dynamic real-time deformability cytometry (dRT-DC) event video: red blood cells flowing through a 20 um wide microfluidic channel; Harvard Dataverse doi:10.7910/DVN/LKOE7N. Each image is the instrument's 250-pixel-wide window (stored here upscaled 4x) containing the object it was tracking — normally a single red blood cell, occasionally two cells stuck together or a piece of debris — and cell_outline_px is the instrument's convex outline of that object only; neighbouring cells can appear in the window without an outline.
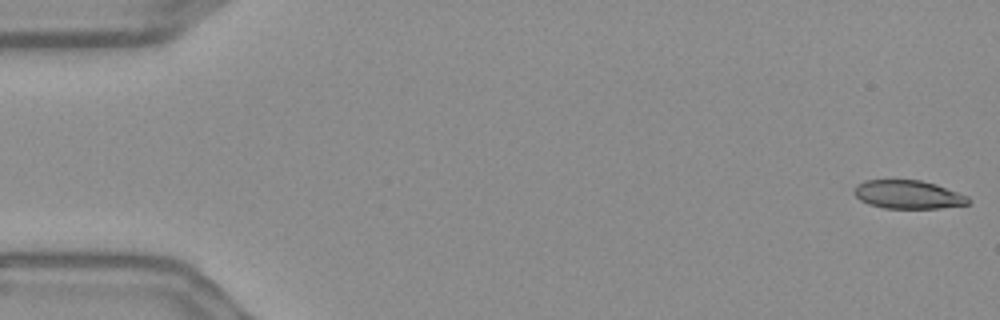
{"species": "Egyptian fruit bat (a non-hibernating species)", "species_latin": "Rousettus aegyptiacus", "temperature_condition": "warm", "stored_images_in_passage": 56, "camera_frame_rate_fps": 3000, "um_per_image_px": 0.085, "frame": {"image": 1, "passage_image": 1, "time_ms": 0.0, "image_size_px": [1000, 320], "cell_outline_px": [[972, 200], [968, 204], [940, 208], [884, 208], [868, 204], [860, 200], [852, 192], [852, 188], [856, 184], [864, 180], [920, 180], [936, 184], [968, 196]], "centroid_in_image_um": [77.15, 16.53], "position_along_channel_um": 7.8, "area_um2": 19.07}}
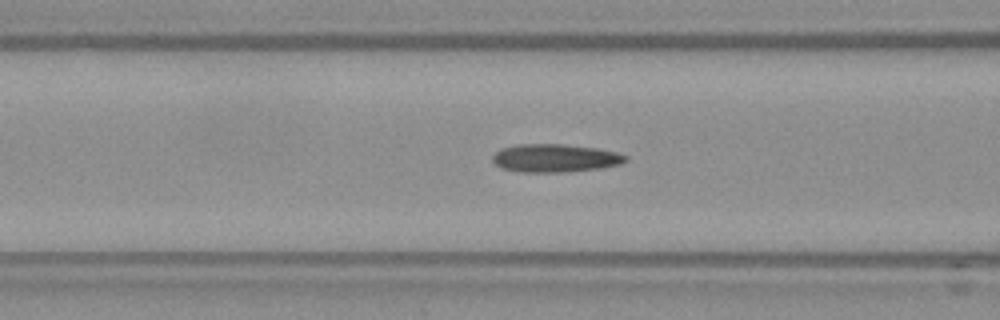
{"frame": {"image": 2, "passage_image": 22, "time_ms": 7.0, "image_size_px": [1000, 320], "cell_outline_px": [[628, 160], [620, 164], [600, 168], [560, 172], [520, 172], [500, 168], [492, 160], [492, 156], [500, 148], [516, 144], [564, 144], [596, 148], [616, 152], [628, 156]], "centroid_in_image_um": [47.15, 13.43], "position_along_channel_um": 119.5, "area_um2": 21.85}}
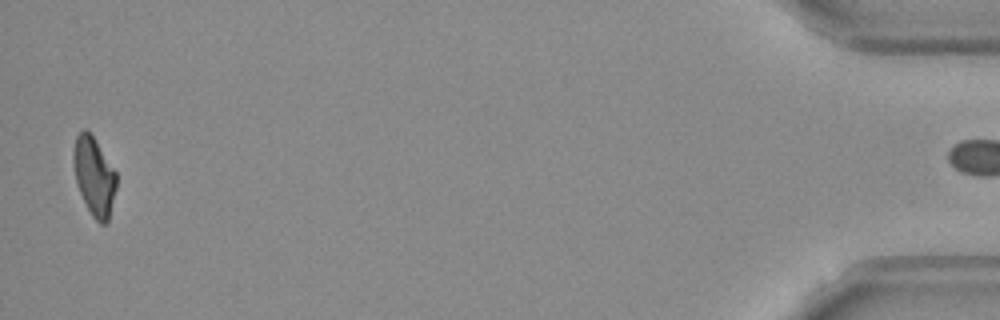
{"frame": {"image": 3, "passage_image": 55, "time_ms": 18.0, "image_size_px": [1000, 320], "cell_outline_px": [[116, 188], [108, 220], [104, 224], [100, 224], [92, 216], [76, 184], [72, 164], [72, 152], [76, 136], [84, 128], [88, 128], [116, 172]], "centroid_in_image_um": [7.97, 14.94], "position_along_channel_um": 427.2, "area_um2": 19.71}}